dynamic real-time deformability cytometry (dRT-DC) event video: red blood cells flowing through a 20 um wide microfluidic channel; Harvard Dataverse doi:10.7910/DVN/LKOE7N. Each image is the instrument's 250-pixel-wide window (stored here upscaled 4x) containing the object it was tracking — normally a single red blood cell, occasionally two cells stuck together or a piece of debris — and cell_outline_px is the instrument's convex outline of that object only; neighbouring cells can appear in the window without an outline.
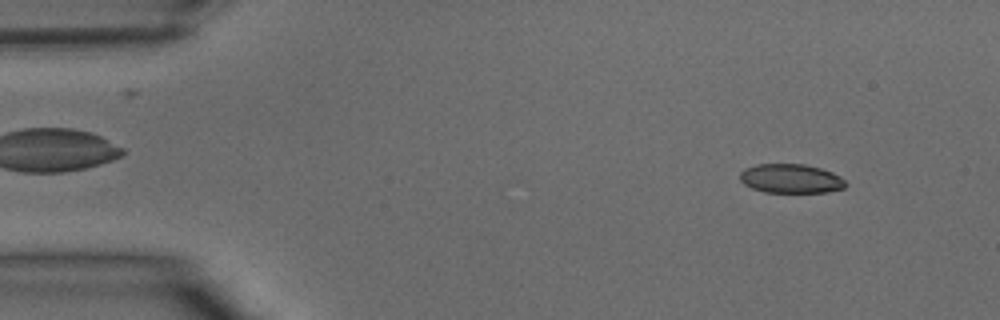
{"species": "common noctule bat (a hibernating species)", "species_latin": "Nyctalus noctula", "temperature_condition": "warm", "stored_images_in_passage": 38, "camera_frame_rate_fps": 3000, "um_per_image_px": 0.085, "animal": {"sex": "male", "body_mass_g": 15.6}, "frame": {"image": 1, "passage_image": 3, "time_ms": 0.667, "image_size_px": [1000, 320], "cell_outline_px": [[848, 184], [844, 188], [828, 192], [764, 192], [752, 188], [744, 184], [740, 180], [740, 172], [744, 168], [756, 164], [804, 164], [820, 168], [832, 172], [840, 176]], "centroid_in_image_um": [67.22, 15.18], "position_along_channel_um": 17.8, "area_um2": 18.03}}
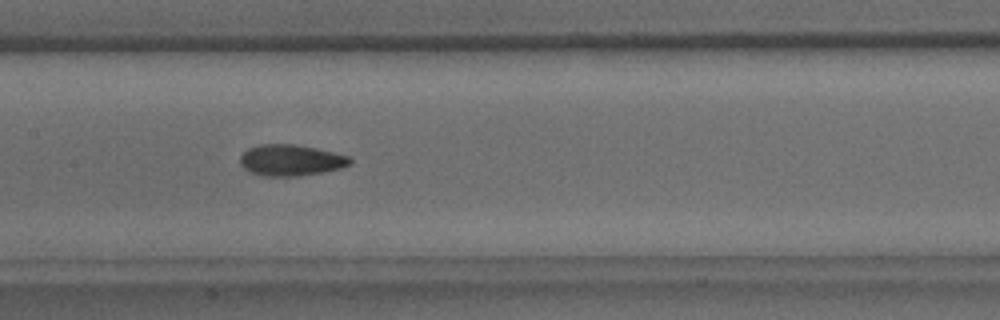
{"frame": {"image": 2, "passage_image": 18, "time_ms": 5.667, "image_size_px": [1000, 320], "cell_outline_px": [[352, 164], [340, 168], [324, 172], [296, 176], [264, 176], [252, 172], [244, 168], [240, 164], [240, 156], [248, 148], [260, 144], [296, 144], [316, 148], [348, 156], [352, 160]], "centroid_in_image_um": [24.72, 13.61], "position_along_channel_um": 182.7, "area_um2": 19.94}}
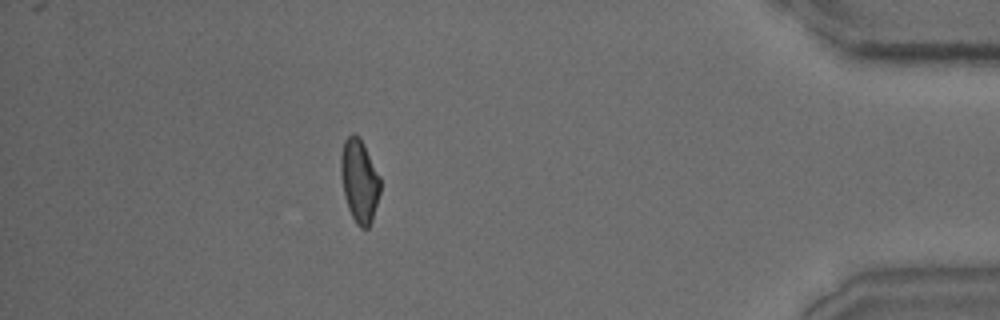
{"frame": {"image": 3, "passage_image": 34, "time_ms": 11.0, "image_size_px": [1000, 320], "cell_outline_px": [[380, 192], [372, 220], [368, 228], [360, 228], [356, 224], [348, 208], [344, 196], [340, 172], [340, 156], [344, 140], [352, 132], [364, 144], [380, 176]], "centroid_in_image_um": [30.53, 15.37], "position_along_channel_um": 404.7, "area_um2": 19.13}}